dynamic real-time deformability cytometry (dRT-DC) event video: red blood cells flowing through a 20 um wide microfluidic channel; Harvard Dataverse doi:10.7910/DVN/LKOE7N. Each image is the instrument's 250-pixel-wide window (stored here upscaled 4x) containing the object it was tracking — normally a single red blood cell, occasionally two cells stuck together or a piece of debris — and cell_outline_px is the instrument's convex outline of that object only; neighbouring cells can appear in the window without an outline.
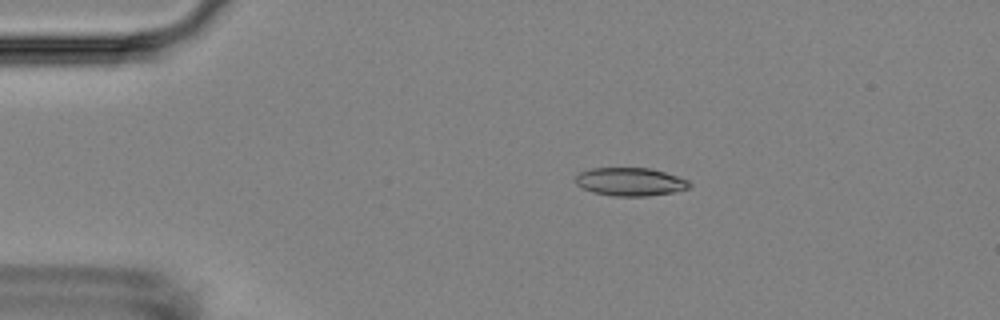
{"species": "Egyptian fruit bat (a non-hibernating species)", "species_latin": "Rousettus aegyptiacus", "temperature_condition": "room temperature", "stored_images_in_passage": 6, "camera_frame_rate_fps": 3000, "um_per_image_px": 0.085, "animal": {"sex": "female"}, "frame": {"image": 1, "passage_image": 4, "time_ms": 3.333, "image_size_px": [1000, 320], "cell_outline_px": [[692, 188], [672, 192], [648, 196], [612, 196], [592, 192], [576, 184], [576, 176], [580, 172], [592, 168], [648, 168], [664, 172], [688, 180], [692, 184]], "centroid_in_image_um": [53.59, 15.46], "position_along_channel_um": 31.4, "area_um2": 18.67}}